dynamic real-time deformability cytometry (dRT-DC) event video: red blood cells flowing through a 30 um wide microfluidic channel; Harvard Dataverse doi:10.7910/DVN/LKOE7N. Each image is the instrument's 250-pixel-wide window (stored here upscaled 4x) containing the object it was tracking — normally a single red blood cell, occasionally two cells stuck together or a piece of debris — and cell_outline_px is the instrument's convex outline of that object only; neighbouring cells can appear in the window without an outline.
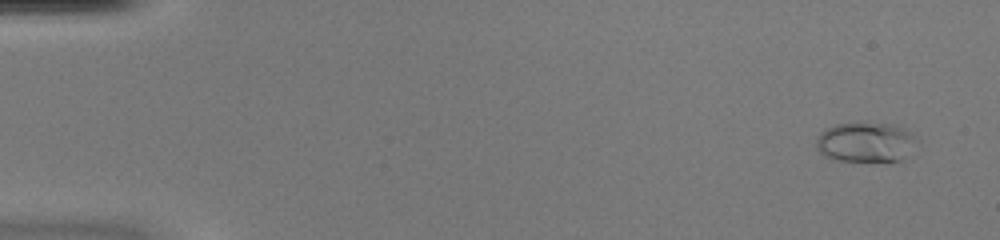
{"species": "common noctule bat (a hibernating species)", "species_latin": "Nyctalus noctula", "temperature_condition": "warm", "stored_images_in_passage": 52, "camera_frame_rate_fps": 3000, "um_per_image_px": 0.085, "animal": {"sex": "female", "body_mass_g": 20.0, "forearm_length_mm": 54.0}, "frame": {"image": 1, "passage_image": 4, "time_ms": 1.0, "image_size_px": [1000, 240], "cell_outline_px": [[916, 140], [904, 156], [900, 160], [832, 160], [824, 156], [816, 148], [816, 140], [820, 132], [836, 124], [856, 120], [868, 120], [896, 124], [912, 132]], "centroid_in_image_um": [73.52, 12.0], "position_along_channel_um": 11.5, "area_um2": 23.76}}
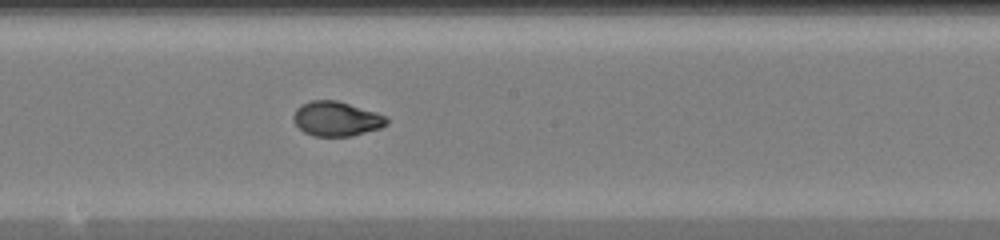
{"frame": {"image": 2, "passage_image": 30, "time_ms": 9.667, "image_size_px": [1000, 240], "cell_outline_px": [[388, 124], [380, 128], [352, 136], [316, 136], [304, 132], [292, 120], [292, 116], [296, 108], [300, 104], [312, 100], [336, 100], [376, 112], [388, 116]], "centroid_in_image_um": [28.59, 10.09], "position_along_channel_um": 219.6, "area_um2": 18.9}}
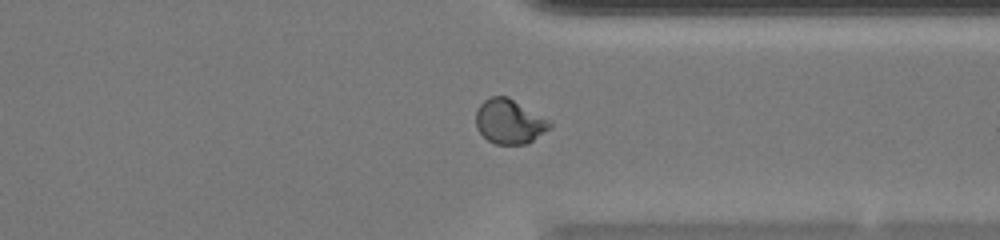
{"frame": {"image": 3, "passage_image": 41, "time_ms": 13.333, "image_size_px": [1000, 240], "cell_outline_px": [[552, 124], [548, 128], [528, 144], [496, 144], [488, 140], [476, 128], [476, 112], [480, 104], [484, 100], [492, 96], [508, 96], [552, 120]], "centroid_in_image_um": [43.31, 10.31], "position_along_channel_um": 368.1, "area_um2": 19.25}, "authors_computed_cell_mechanics": {"area_um2": 19.3341, "velocity_mm_per_s": 4.0654, "shape_relaxation_time_tau1_ms": 4.7435, "shape_relaxation_time_tau2_ms": 0.7865, "deformation_change_tau1": 0.2043, "deformation_change_tau2": 0.046}}